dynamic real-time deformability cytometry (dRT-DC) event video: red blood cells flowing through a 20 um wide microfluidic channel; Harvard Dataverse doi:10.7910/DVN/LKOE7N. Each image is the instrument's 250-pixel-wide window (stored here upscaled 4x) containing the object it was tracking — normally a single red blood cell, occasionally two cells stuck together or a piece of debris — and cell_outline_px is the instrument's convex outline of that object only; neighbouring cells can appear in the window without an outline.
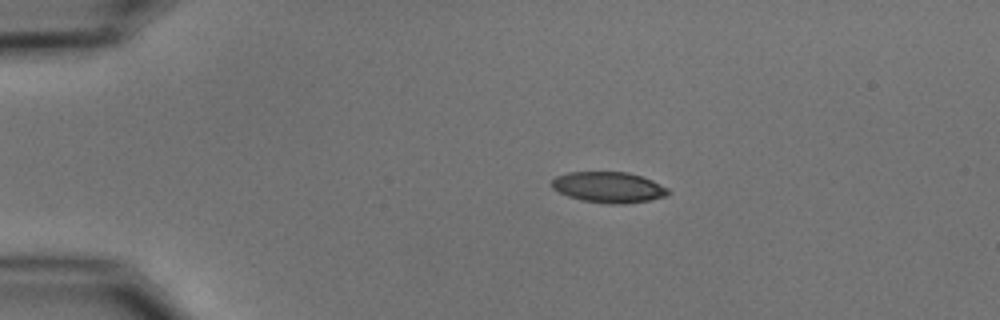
{"species": "common noctule bat (a hibernating species)", "species_latin": "Nyctalus noctula", "temperature_condition": "cold", "stored_images_in_passage": 55, "camera_frame_rate_fps": 3000, "um_per_image_px": 0.085, "animal": {"sex": "male", "body_mass_g": 15.6}, "frame": {"image": 1, "passage_image": 11, "time_ms": 3.333, "image_size_px": [1000, 320], "cell_outline_px": [[672, 192], [668, 196], [648, 200], [624, 204], [612, 204], [584, 200], [568, 196], [552, 188], [552, 180], [556, 176], [568, 172], [628, 172], [652, 180], [668, 188]], "centroid_in_image_um": [51.77, 15.91], "position_along_channel_um": 33.2, "area_um2": 20.81}}
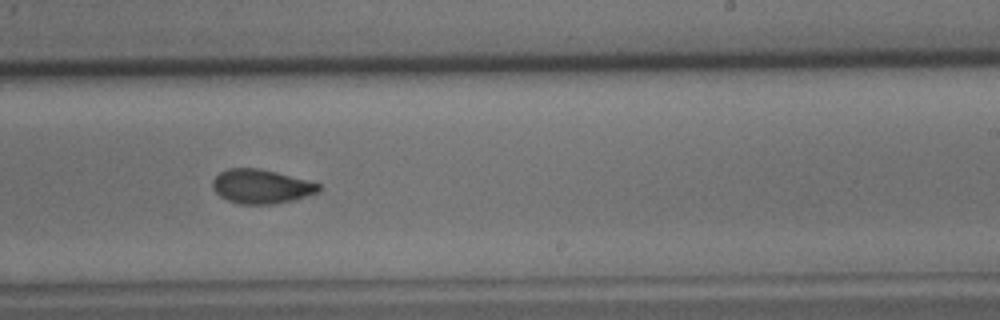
{"frame": {"image": 2, "passage_image": 34, "time_ms": 11.0, "image_size_px": [1000, 320], "cell_outline_px": [[320, 192], [292, 200], [272, 204], [240, 204], [228, 200], [220, 196], [212, 188], [212, 180], [220, 172], [228, 168], [260, 168], [276, 172], [320, 184]], "centroid_in_image_um": [22.18, 15.84], "position_along_channel_um": 266.8, "area_um2": 20.98}}
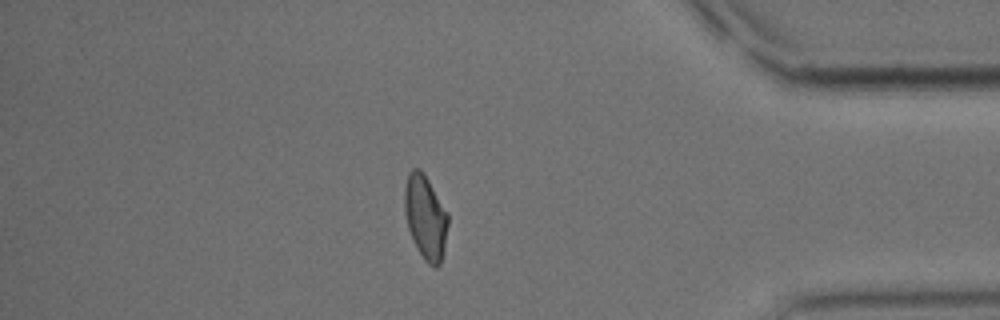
{"frame": {"image": 3, "passage_image": 47, "time_ms": 15.333, "image_size_px": [1000, 320], "cell_outline_px": [[448, 224], [444, 248], [440, 264], [436, 268], [432, 268], [424, 260], [416, 248], [412, 240], [408, 228], [404, 212], [404, 188], [408, 172], [412, 168], [420, 168], [424, 172], [448, 212]], "centroid_in_image_um": [36.15, 18.45], "position_along_channel_um": 399.0, "area_um2": 21.73}, "authors_computed_cell_mechanics": {"area_um2": 20.9814, "velocity_mm_per_s": 3.7113, "shape_relaxation_time_tau1_ms": 4.249, "shape_relaxation_time_tau2_ms": 1.4401, "deformation_change_tau1": 0.1439, "deformation_change_tau2": 0.0592}}